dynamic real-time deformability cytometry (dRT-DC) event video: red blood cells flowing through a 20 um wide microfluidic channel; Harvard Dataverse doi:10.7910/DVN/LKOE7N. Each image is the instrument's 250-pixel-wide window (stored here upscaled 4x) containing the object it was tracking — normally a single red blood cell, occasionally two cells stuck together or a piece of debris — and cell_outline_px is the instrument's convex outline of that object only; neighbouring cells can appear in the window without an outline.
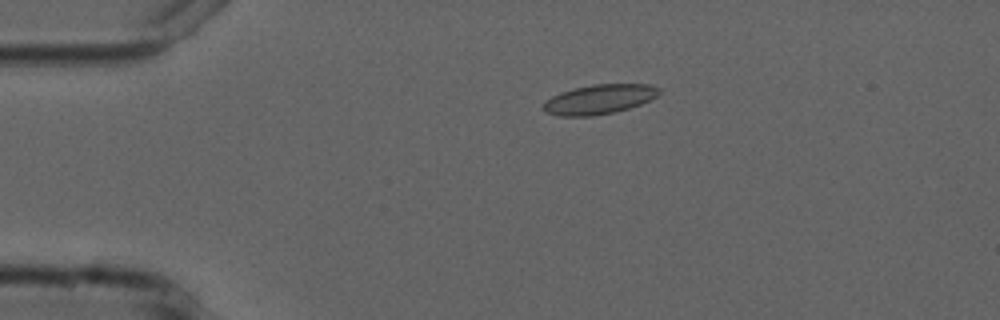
{"species": "common noctule bat (a hibernating species)", "species_latin": "Nyctalus noctula", "temperature_condition": "cold", "stored_images_in_passage": 3, "camera_frame_rate_fps": 3000, "um_per_image_px": 0.085, "animal": {"sex": "male", "forearm_length_mm": 52.5}, "frame": {"image": 1, "passage_image": 3, "time_ms": 3.333, "image_size_px": [1000, 320], "cell_outline_px": [[660, 92], [656, 96], [640, 104], [616, 112], [592, 116], [560, 116], [544, 112], [540, 108], [544, 100], [560, 92], [572, 88], [592, 84], [652, 84], [660, 88]], "centroid_in_image_um": [50.87, 8.44], "position_along_channel_um": 34.1, "area_um2": 20.23}}